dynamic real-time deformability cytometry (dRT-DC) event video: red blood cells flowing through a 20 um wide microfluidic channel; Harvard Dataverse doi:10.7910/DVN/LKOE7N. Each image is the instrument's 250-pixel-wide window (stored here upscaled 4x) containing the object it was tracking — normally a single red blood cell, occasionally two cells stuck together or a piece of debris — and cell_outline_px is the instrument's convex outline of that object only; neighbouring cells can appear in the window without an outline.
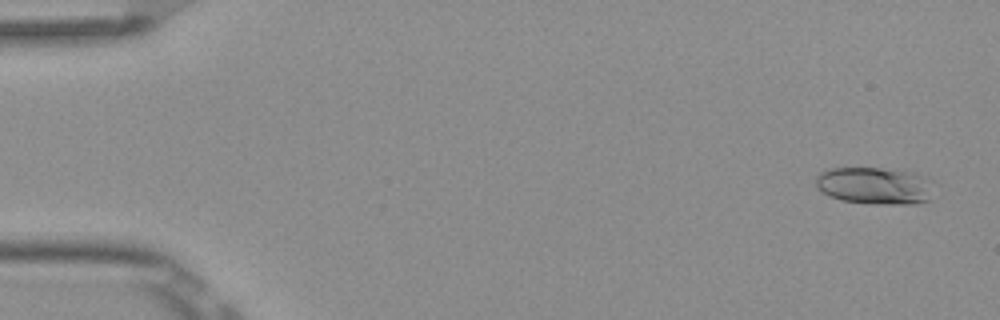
{"species": "Egyptian fruit bat (a non-hibernating species)", "species_latin": "Rousettus aegyptiacus", "temperature_condition": "room temperature", "stored_images_in_passage": 6, "camera_frame_rate_fps": 3000, "um_per_image_px": 0.085, "frame": {"image": 1, "passage_image": 1, "time_ms": 0.0, "image_size_px": [1000, 320], "cell_outline_px": [[932, 200], [916, 204], [872, 204], [840, 200], [828, 196], [816, 188], [816, 176], [820, 172], [828, 168], [880, 168], [912, 172], [924, 176], [932, 180]], "centroid_in_image_um": [74.37, 15.8], "position_along_channel_um": 10.6, "area_um2": 26.07}}
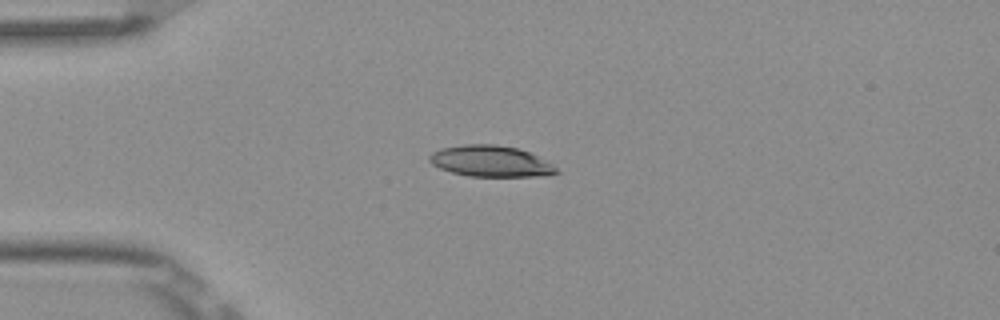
{"frame": {"image": 2, "passage_image": 4, "time_ms": 1.0, "image_size_px": [1000, 320], "cell_outline_px": [[560, 172], [548, 176], [468, 176], [452, 172], [440, 168], [432, 164], [428, 160], [428, 156], [432, 152], [440, 148], [464, 144], [496, 144], [516, 148], [528, 152], [552, 164]], "centroid_in_image_um": [41.68, 13.7], "position_along_channel_um": 43.3, "area_um2": 23.0}}
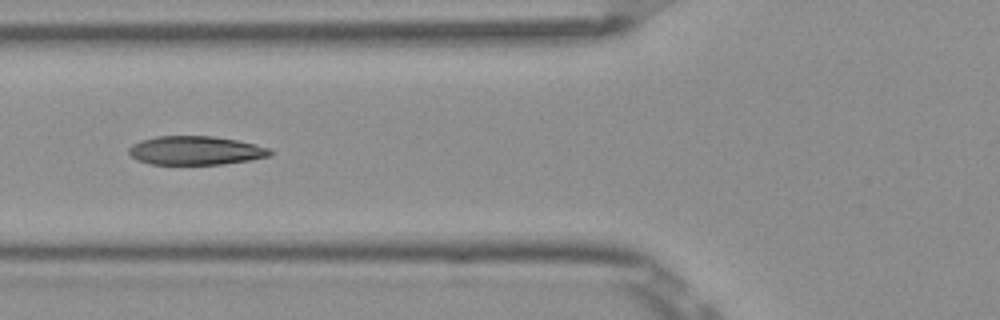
{"frame": {"image": 3, "passage_image": 6, "time_ms": 1.667, "image_size_px": [1000, 320], "cell_outline_px": [[272, 156], [224, 164], [152, 164], [136, 160], [128, 152], [128, 148], [132, 144], [140, 140], [156, 136], [212, 136], [236, 140], [268, 148], [272, 152]], "centroid_in_image_um": [16.58, 12.79], "position_along_channel_um": 109.2, "area_um2": 23.58}}